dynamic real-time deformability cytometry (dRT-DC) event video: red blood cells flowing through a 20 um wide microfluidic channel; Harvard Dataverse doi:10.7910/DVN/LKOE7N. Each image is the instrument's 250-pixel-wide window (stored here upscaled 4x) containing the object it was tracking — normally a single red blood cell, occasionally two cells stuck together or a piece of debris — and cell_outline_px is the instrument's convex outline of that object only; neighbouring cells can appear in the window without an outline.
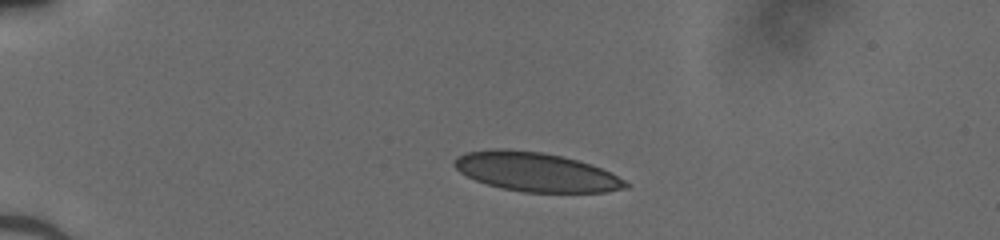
{"species": "human", "species_latin": "Homo sapiens", "temperature_condition": "cold", "stored_images_in_passage": 39, "camera_frame_rate_fps": 3000, "um_per_image_px": 0.085, "donor": {"sex": "male"}, "frame": {"image": 1, "passage_image": 1, "time_ms": 0.0, "image_size_px": [1000, 240], "cell_outline_px": [[628, 188], [604, 192], [524, 192], [500, 188], [476, 180], [460, 172], [452, 164], [456, 156], [464, 152], [540, 152], [560, 156], [576, 160], [600, 168], [624, 180], [628, 184]], "centroid_in_image_um": [45.58, 14.67], "position_along_channel_um": 39.4, "area_um2": 37.45}}
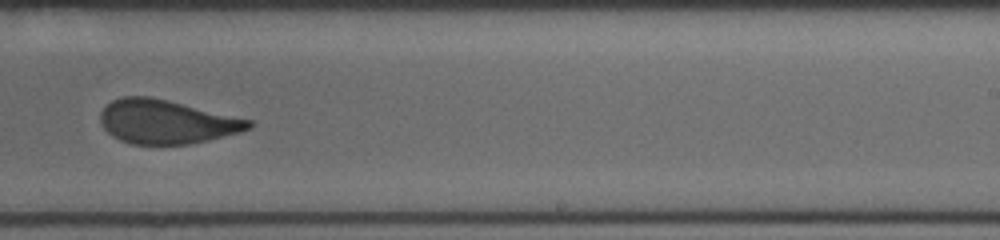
{"frame": {"image": 2, "passage_image": 22, "time_ms": 7.0, "image_size_px": [1000, 240], "cell_outline_px": [[252, 124], [248, 128], [240, 132], [208, 140], [188, 144], [132, 144], [120, 140], [112, 136], [104, 128], [100, 120], [100, 112], [112, 100], [124, 96], [148, 96], [252, 120]], "centroid_in_image_um": [14.11, 10.36], "position_along_channel_um": 274.9, "area_um2": 37.4}}
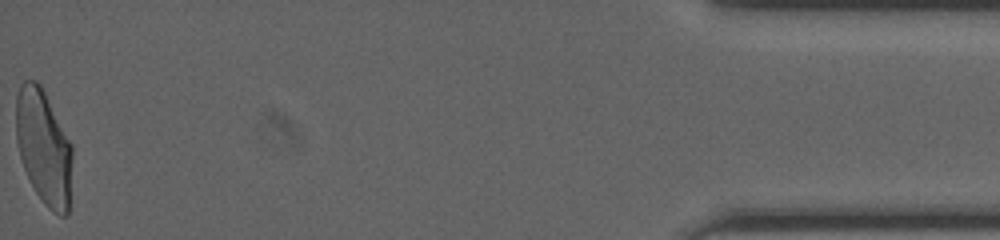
{"frame": {"image": 3, "passage_image": 39, "time_ms": 12.667, "image_size_px": [1000, 240], "cell_outline_px": [[72, 156], [68, 216], [60, 216], [52, 212], [44, 204], [36, 192], [24, 168], [20, 156], [16, 140], [16, 96], [20, 84], [24, 80], [36, 80], [40, 84], [72, 144]], "centroid_in_image_um": [3.71, 12.51], "position_along_channel_um": 431.5, "area_um2": 37.63}}